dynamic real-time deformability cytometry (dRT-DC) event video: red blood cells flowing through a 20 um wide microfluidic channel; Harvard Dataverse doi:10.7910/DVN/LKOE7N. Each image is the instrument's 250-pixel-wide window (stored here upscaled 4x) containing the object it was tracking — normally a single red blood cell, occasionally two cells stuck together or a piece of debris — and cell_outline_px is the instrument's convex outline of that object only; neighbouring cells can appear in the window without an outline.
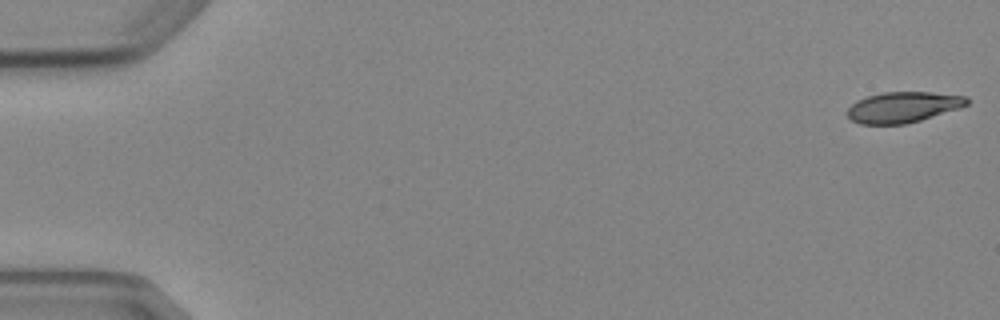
{"species": "Egyptian fruit bat (a non-hibernating species)", "species_latin": "Rousettus aegyptiacus", "temperature_condition": "cold", "stored_images_in_passage": 5, "camera_frame_rate_fps": 3000, "um_per_image_px": 0.085, "animal": {"sex": "female"}, "frame": {"image": 1, "passage_image": 1, "time_ms": 0.0, "image_size_px": [1000, 320], "cell_outline_px": [[968, 104], [960, 108], [920, 120], [904, 124], [860, 124], [852, 120], [848, 116], [848, 108], [856, 100], [868, 96], [884, 92], [932, 92], [968, 96]], "centroid_in_image_um": [76.78, 9.1], "position_along_channel_um": 8.2, "area_um2": 21.33}}
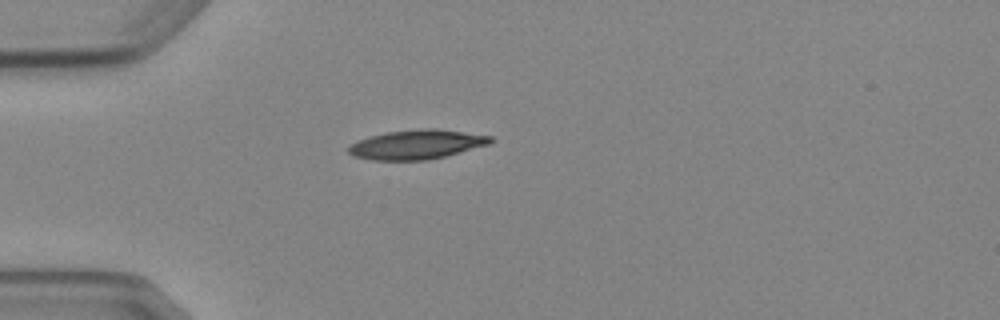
{"frame": {"image": 2, "passage_image": 5, "time_ms": 4.667, "image_size_px": [1000, 320], "cell_outline_px": [[492, 140], [488, 144], [444, 156], [428, 160], [372, 160], [352, 156], [348, 152], [348, 148], [352, 144], [360, 140], [372, 136], [388, 132], [424, 128], [436, 128], [492, 136]], "centroid_in_image_um": [35.4, 12.28], "position_along_channel_um": 49.6, "area_um2": 23.87}}